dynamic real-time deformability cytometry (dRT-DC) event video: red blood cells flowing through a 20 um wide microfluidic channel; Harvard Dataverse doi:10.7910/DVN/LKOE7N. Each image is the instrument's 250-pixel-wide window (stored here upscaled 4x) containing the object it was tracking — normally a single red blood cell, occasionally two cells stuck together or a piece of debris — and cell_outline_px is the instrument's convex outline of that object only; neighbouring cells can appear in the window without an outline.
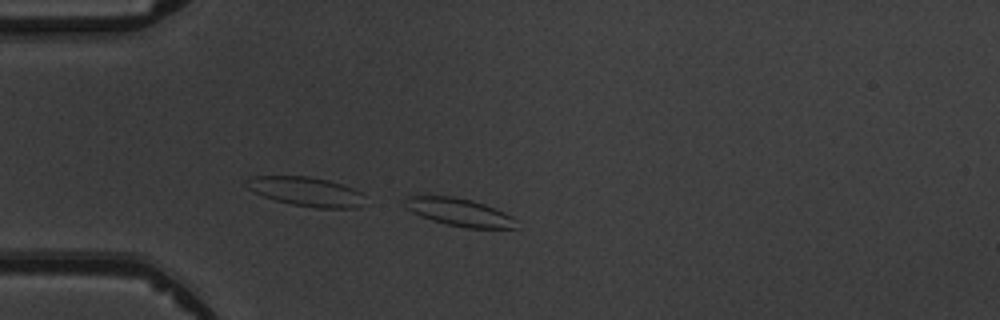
{"species": "common noctule bat (a hibernating species)", "species_latin": "Nyctalus noctula", "temperature_condition": "warm", "stored_images_in_passage": 5, "camera_frame_rate_fps": 3000, "um_per_image_px": 0.085, "animal": {"sex": "male", "body_mass_g": 19.5, "forearm_length_mm": 54.6}, "frame": {"image": 1, "passage_image": 3, "time_ms": 2.333, "image_size_px": [1000, 320], "cell_outline_px": [[516, 228], [464, 228], [432, 220], [420, 216], [412, 212], [404, 204], [408, 196], [452, 196], [472, 200], [496, 208], [512, 216], [516, 220]], "centroid_in_image_um": [39.07, 18.04], "position_along_channel_um": 45.9, "area_um2": 17.86}}